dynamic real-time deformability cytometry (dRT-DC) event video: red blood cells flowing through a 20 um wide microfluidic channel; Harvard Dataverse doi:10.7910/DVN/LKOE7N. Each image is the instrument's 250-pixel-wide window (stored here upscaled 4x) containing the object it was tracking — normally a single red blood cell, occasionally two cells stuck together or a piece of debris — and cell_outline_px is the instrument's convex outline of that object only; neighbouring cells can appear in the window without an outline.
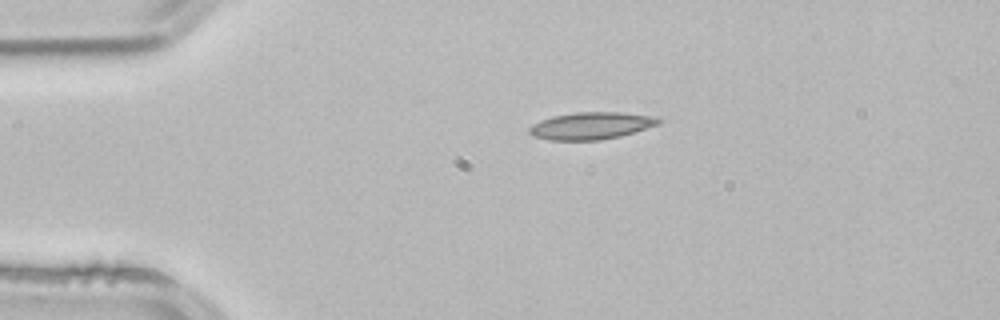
{"species": "common noctule bat (a hibernating species)", "species_latin": "Nyctalus noctula", "temperature_condition": "room temperature", "stored_images_in_passage": 4, "camera_frame_rate_fps": 3000, "um_per_image_px": 0.085, "animal": {"sex": "male", "body_mass_g": 21.5, "forearm_length_mm": 52.0}, "frame": {"image": 1, "passage_image": 4, "time_ms": 1.0, "image_size_px": [1000, 320], "cell_outline_px": [[664, 120], [660, 124], [620, 136], [600, 140], [548, 140], [532, 136], [528, 132], [528, 128], [532, 124], [540, 120], [552, 116], [576, 112], [620, 112], [660, 116]], "centroid_in_image_um": [50.28, 10.68], "position_along_channel_um": 34.7, "area_um2": 20.81}}